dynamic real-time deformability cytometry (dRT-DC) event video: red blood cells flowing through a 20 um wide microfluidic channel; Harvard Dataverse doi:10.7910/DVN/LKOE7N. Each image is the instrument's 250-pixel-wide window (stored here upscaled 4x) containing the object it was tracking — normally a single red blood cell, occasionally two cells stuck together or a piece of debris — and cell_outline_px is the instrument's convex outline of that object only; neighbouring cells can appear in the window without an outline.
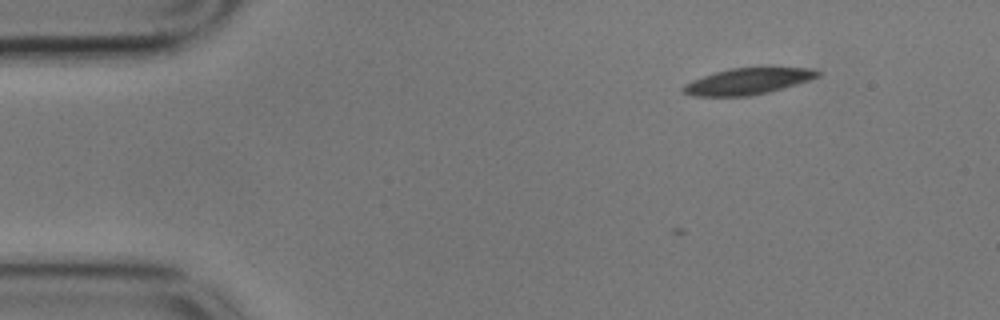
{"species": "common noctule bat (a hibernating species)", "species_latin": "Nyctalus noctula", "temperature_condition": "cold", "stored_images_in_passage": 3, "camera_frame_rate_fps": 3000, "um_per_image_px": 0.085, "animal": {"sex": "male", "body_mass_g": 17.9}, "frame": {"image": 1, "passage_image": 3, "time_ms": 0.667, "image_size_px": [1000, 320], "cell_outline_px": [[820, 76], [796, 84], [768, 92], [748, 96], [692, 96], [684, 92], [680, 88], [684, 84], [692, 80], [716, 72], [732, 68], [812, 68], [820, 72]], "centroid_in_image_um": [63.53, 6.92], "position_along_channel_um": 21.5, "area_um2": 20.29}}